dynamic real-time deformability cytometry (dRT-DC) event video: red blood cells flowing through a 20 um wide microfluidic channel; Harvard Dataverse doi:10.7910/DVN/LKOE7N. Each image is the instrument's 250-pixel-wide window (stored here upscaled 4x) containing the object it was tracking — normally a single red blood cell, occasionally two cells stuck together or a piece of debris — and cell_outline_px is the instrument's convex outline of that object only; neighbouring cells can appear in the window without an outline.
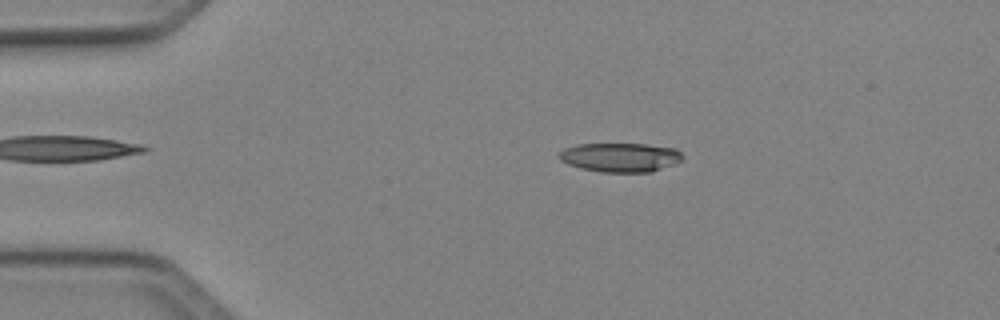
{"species": "Egyptian fruit bat (a non-hibernating species)", "species_latin": "Rousettus aegyptiacus", "temperature_condition": "cold", "stored_images_in_passage": 43, "camera_frame_rate_fps": 3000, "um_per_image_px": 0.085, "animal": {"sex": "female"}, "frame": {"image": 1, "passage_image": 4, "time_ms": 1.0, "image_size_px": [1000, 320], "cell_outline_px": [[684, 160], [676, 164], [652, 172], [600, 172], [580, 168], [568, 164], [560, 160], [556, 156], [564, 148], [576, 144], [644, 144], [676, 148], [684, 156]], "centroid_in_image_um": [52.75, 13.38], "position_along_channel_um": 32.3, "area_um2": 21.27}}
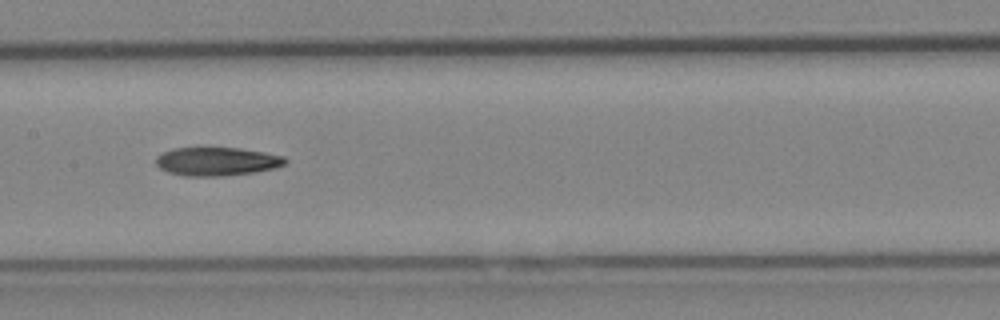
{"frame": {"image": 2, "passage_image": 19, "time_ms": 6.0, "image_size_px": [1000, 320], "cell_outline_px": [[288, 160], [284, 164], [276, 168], [256, 172], [220, 176], [184, 176], [168, 172], [160, 168], [156, 164], [156, 156], [172, 148], [240, 148], [264, 152], [284, 156]], "centroid_in_image_um": [18.44, 13.72], "position_along_channel_um": 189.0, "area_um2": 21.5}}
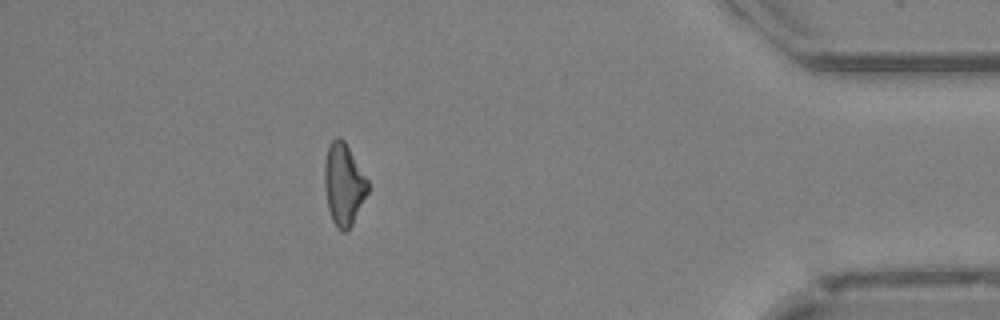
{"frame": {"image": 3, "passage_image": 38, "time_ms": 12.333, "image_size_px": [1000, 320], "cell_outline_px": [[368, 192], [348, 232], [340, 232], [336, 228], [332, 220], [328, 208], [324, 184], [324, 164], [328, 148], [332, 140], [336, 136], [340, 136], [344, 140], [368, 180]], "centroid_in_image_um": [29.2, 15.69], "position_along_channel_um": 406.0, "area_um2": 20.69}, "authors_computed_cell_mechanics": {"area_um2": 21.3282, "velocity_mm_per_s": 4.1438, "shape_relaxation_time_tau1_ms": 5.6524, "shape_relaxation_time_tau2_ms": null, "deformation_change_tau1": 0.1525, "deformation_change_tau2": null}}